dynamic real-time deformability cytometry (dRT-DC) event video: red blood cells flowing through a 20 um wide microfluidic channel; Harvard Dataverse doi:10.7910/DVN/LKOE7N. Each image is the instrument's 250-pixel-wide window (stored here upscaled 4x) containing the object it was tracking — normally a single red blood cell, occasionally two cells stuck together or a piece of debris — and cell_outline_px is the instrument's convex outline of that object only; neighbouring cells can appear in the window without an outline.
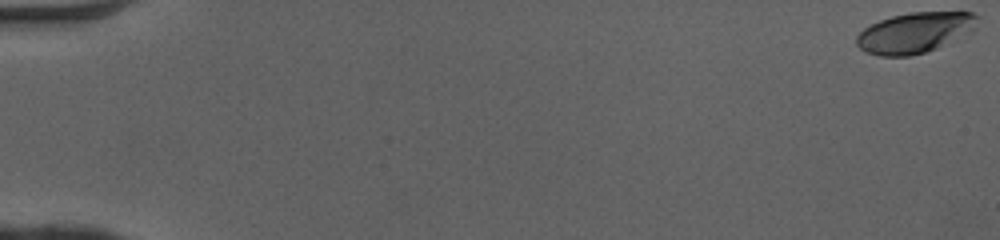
{"species": "human", "species_latin": "Homo sapiens", "temperature_condition": "cold", "stored_images_in_passage": 52, "camera_frame_rate_fps": 3000, "um_per_image_px": 0.085, "donor": {"sex": "female"}, "frame": {"image": 1, "passage_image": 1, "time_ms": 0.0, "image_size_px": [1000, 240], "cell_outline_px": [[976, 28], [936, 48], [924, 52], [908, 56], [880, 56], [864, 52], [856, 44], [856, 36], [864, 28], [880, 20], [892, 16], [912, 12], [972, 12], [976, 16]], "centroid_in_image_um": [77.7, 2.78], "position_along_channel_um": 7.3, "area_um2": 28.09}}
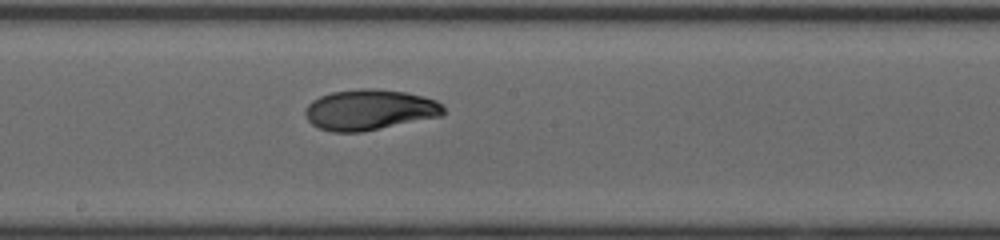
{"frame": {"image": 2, "passage_image": 30, "time_ms": 9.667, "image_size_px": [1000, 240], "cell_outline_px": [[444, 116], [360, 132], [332, 132], [320, 128], [312, 124], [308, 120], [304, 112], [308, 104], [312, 100], [320, 96], [332, 92], [360, 88], [376, 88], [408, 92], [424, 96], [436, 100], [444, 108]], "centroid_in_image_um": [31.43, 9.32], "position_along_channel_um": 216.8, "area_um2": 32.95}}
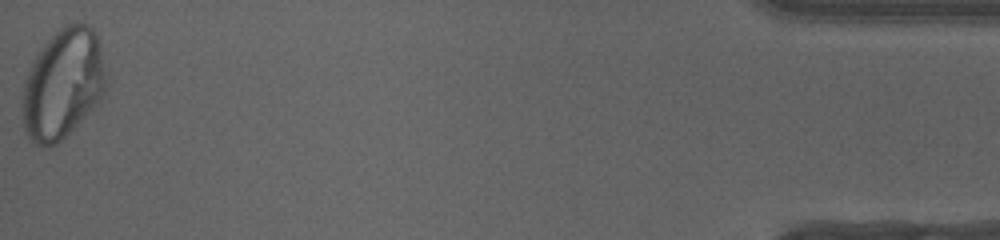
{"frame": {"image": 3, "passage_image": 52, "time_ms": 17.0, "image_size_px": [1000, 240], "cell_outline_px": [[108, 88], [100, 100], [56, 144], [36, 144], [28, 136], [24, 128], [20, 104], [24, 84], [28, 72], [40, 48], [60, 28], [68, 24], [88, 24], [96, 32], [108, 76]], "centroid_in_image_um": [5.37, 7.11], "position_along_channel_um": 429.8, "area_um2": 53.35}, "authors_computed_cell_mechanics": {"area_um2": 31.79, "velocity_mm_per_s": 4.0791, "shape_relaxation_time_tau1_ms": 5.4185, "shape_relaxation_time_tau2_ms": 1.4169, "deformation_change_tau1": 0.2188, "deformation_change_tau2": 0.0346}}